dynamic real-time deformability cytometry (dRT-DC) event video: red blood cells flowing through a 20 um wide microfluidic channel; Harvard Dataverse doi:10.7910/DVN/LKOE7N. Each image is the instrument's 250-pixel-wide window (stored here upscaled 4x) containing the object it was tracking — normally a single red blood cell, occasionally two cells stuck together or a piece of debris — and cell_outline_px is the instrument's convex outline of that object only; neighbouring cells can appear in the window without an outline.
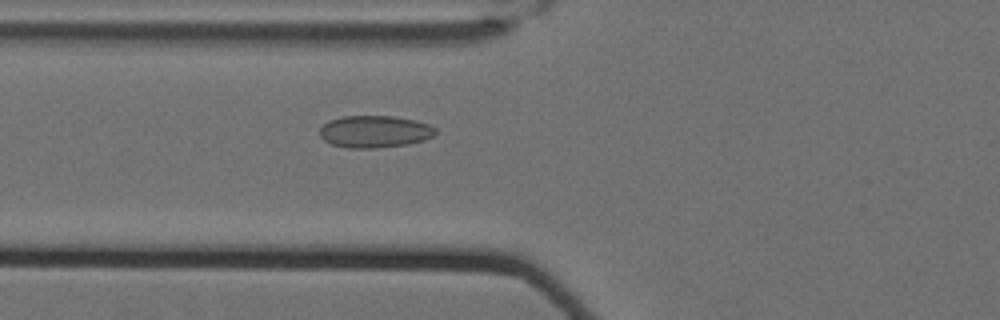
{"species": "Egyptian fruit bat (a non-hibernating species)", "species_latin": "Rousettus aegyptiacus", "temperature_condition": "cold", "stored_images_in_passage": 38, "camera_frame_rate_fps": 3000, "um_per_image_px": 0.085, "animal": {"sex": "female"}, "frame": {"image": 1, "passage_image": 3, "time_ms": 0.667, "image_size_px": [1000, 320], "cell_outline_px": [[436, 132], [432, 136], [424, 140], [408, 144], [376, 148], [348, 148], [332, 144], [324, 140], [320, 136], [320, 128], [328, 120], [344, 116], [392, 116], [416, 120], [428, 124], [436, 128]], "centroid_in_image_um": [31.84, 11.18], "position_along_channel_um": 94.0, "area_um2": 21.68}}
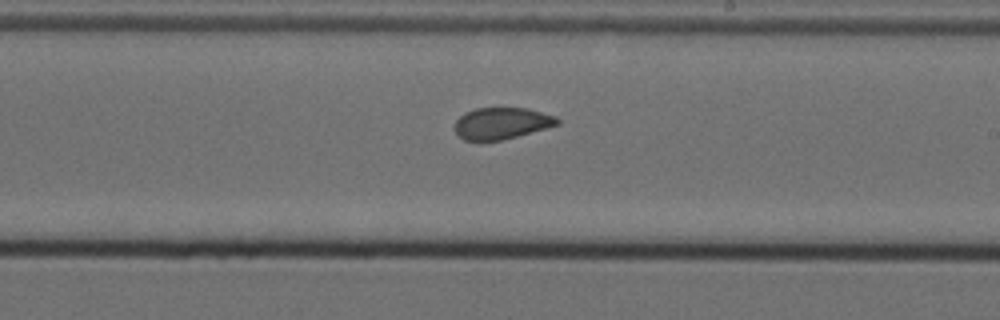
{"frame": {"image": 2, "passage_image": 16, "time_ms": 5.0, "image_size_px": [1000, 320], "cell_outline_px": [[560, 124], [516, 136], [500, 140], [464, 140], [456, 136], [456, 120], [464, 112], [476, 108], [528, 108], [556, 116], [560, 120]], "centroid_in_image_um": [42.63, 10.47], "position_along_channel_um": 246.4, "area_um2": 18.79}}
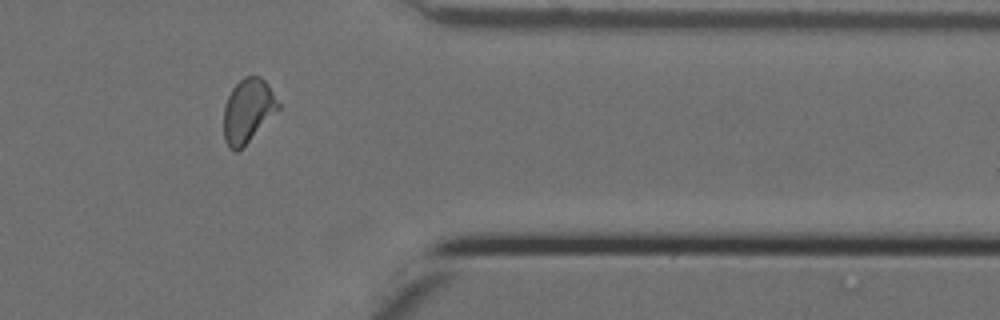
{"frame": {"image": 3, "passage_image": 29, "time_ms": 9.333, "image_size_px": [1000, 320], "cell_outline_px": [[280, 108], [236, 152], [228, 148], [224, 140], [224, 104], [232, 88], [244, 76], [260, 76], [268, 84], [280, 104]], "centroid_in_image_um": [21.05, 9.38], "position_along_channel_um": 390.4, "area_um2": 19.94}}